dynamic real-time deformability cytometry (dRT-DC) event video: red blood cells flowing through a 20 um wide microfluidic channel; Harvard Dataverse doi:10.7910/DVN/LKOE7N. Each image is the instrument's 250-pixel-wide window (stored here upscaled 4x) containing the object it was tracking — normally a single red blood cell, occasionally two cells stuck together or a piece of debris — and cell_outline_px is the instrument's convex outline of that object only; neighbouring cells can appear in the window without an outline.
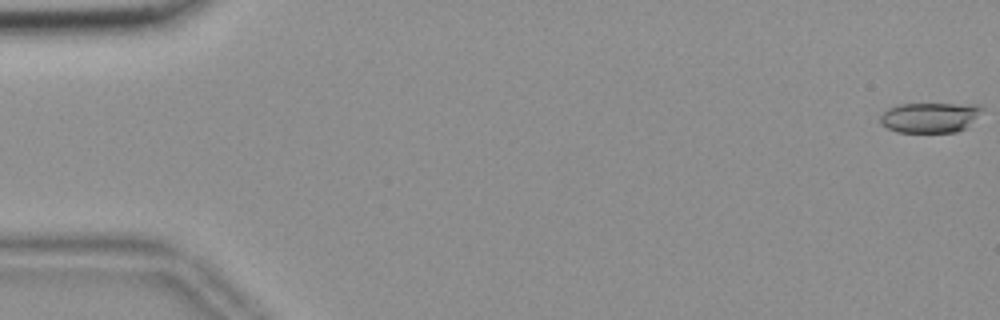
{"species": "common noctule bat (a hibernating species)", "species_latin": "Nyctalus noctula", "temperature_condition": "room temperature", "stored_images_in_passage": 11, "camera_frame_rate_fps": 3000, "um_per_image_px": 0.085, "animal": {"sex": "female", "body_mass_g": 18.4}, "frame": {"image": 1, "passage_image": 1, "time_ms": 0.0, "image_size_px": [1000, 320], "cell_outline_px": [[984, 108], [968, 128], [956, 132], [896, 132], [880, 124], [880, 116], [888, 108], [900, 104], [980, 104]], "centroid_in_image_um": [79.07, 9.99], "position_along_channel_um": 5.9, "area_um2": 18.09}}